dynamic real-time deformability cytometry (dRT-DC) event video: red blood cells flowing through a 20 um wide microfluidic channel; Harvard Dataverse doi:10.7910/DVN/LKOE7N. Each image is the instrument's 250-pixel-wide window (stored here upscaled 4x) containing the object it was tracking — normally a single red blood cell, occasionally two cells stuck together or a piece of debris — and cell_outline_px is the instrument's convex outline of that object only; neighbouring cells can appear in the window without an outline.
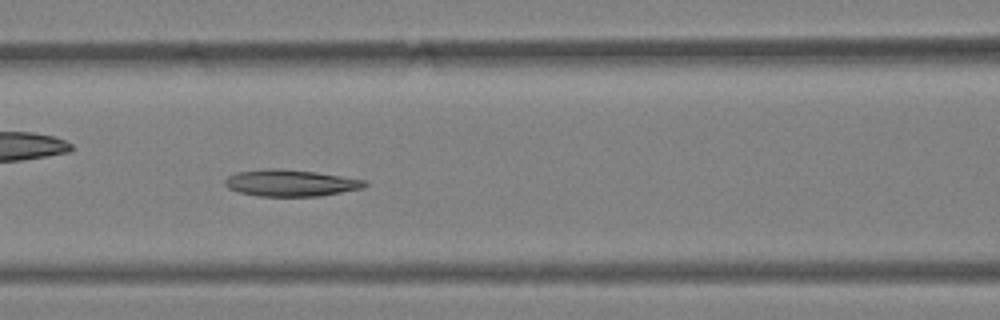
{"species": "Egyptian fruit bat (a non-hibernating species)", "species_latin": "Rousettus aegyptiacus", "temperature_condition": "warm", "stored_images_in_passage": 52, "camera_frame_rate_fps": 3000, "um_per_image_px": 0.085, "animal": {"sex": "female"}, "frame": {"image": 1, "passage_image": 23, "time_ms": 7.333, "image_size_px": [1000, 320], "cell_outline_px": [[368, 184], [364, 188], [320, 196], [256, 196], [240, 192], [228, 188], [224, 184], [224, 180], [228, 176], [236, 172], [268, 168], [276, 168], [316, 172], [364, 180]], "centroid_in_image_um": [24.68, 15.55], "position_along_channel_um": 141.9, "area_um2": 21.68}}
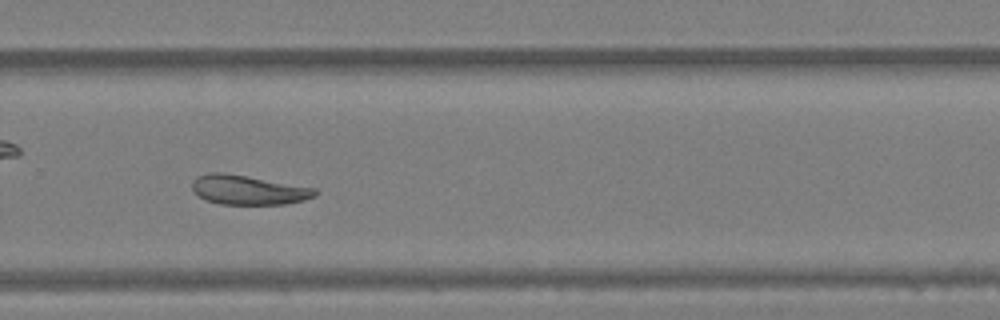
{"frame": {"image": 2, "passage_image": 36, "time_ms": 11.667, "image_size_px": [1000, 320], "cell_outline_px": [[316, 196], [304, 200], [284, 204], [220, 204], [204, 200], [192, 188], [192, 180], [196, 176], [208, 172], [220, 172], [316, 188]], "centroid_in_image_um": [21.07, 16.15], "position_along_channel_um": 308.7, "area_um2": 20.87}}
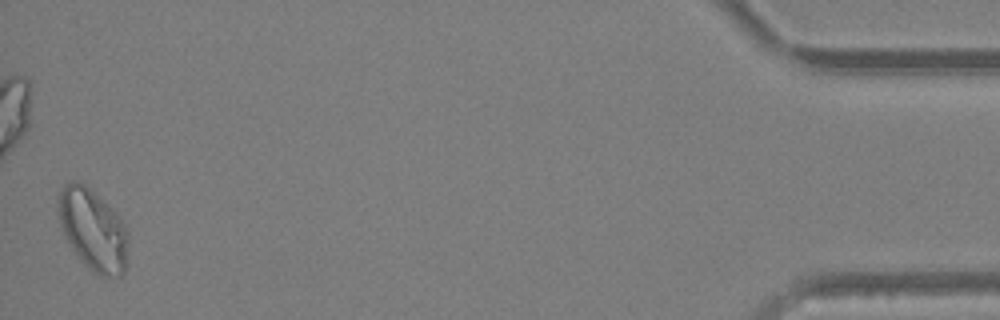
{"frame": {"image": 3, "passage_image": 52, "time_ms": 17.0, "image_size_px": [1000, 320], "cell_outline_px": [[128, 260], [124, 272], [120, 276], [100, 276], [92, 272], [84, 264], [72, 248], [64, 236], [60, 228], [56, 204], [56, 200], [64, 184], [72, 180], [76, 180], [84, 184], [116, 212], [124, 224], [128, 232]], "centroid_in_image_um": [7.89, 19.53], "position_along_channel_um": 427.3, "area_um2": 33.64}, "authors_computed_cell_mechanics": {"area_um2": 24.5072, "velocity_mm_per_s": 3.8662, "shape_relaxation_time_tau1_ms": 6.4651, "shape_relaxation_time_tau2_ms": null, "deformation_change_tau1": 0.1694, "deformation_change_tau2": null}}